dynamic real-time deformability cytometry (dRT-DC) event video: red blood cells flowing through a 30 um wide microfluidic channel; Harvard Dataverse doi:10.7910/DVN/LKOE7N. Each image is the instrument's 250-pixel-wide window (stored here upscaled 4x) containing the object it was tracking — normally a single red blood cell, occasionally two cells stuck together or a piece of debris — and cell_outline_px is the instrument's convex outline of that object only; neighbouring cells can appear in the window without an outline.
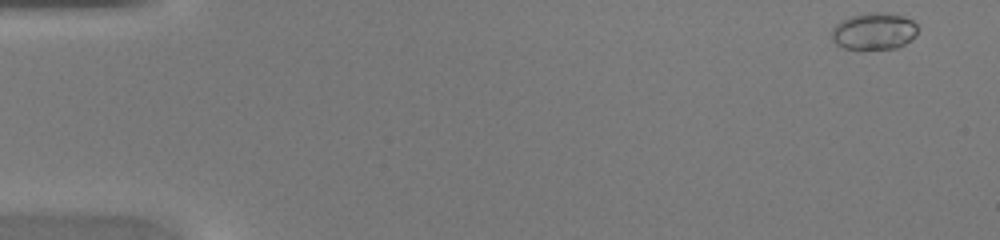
{"species": "common noctule bat (a hibernating species)", "species_latin": "Nyctalus noctula", "temperature_condition": "warm", "stored_images_in_passage": 44, "camera_frame_rate_fps": 3000, "um_per_image_px": 0.085, "animal": {"sex": "female", "body_mass_g": 20.0, "forearm_length_mm": 54.0}, "frame": {"image": 1, "passage_image": 1, "time_ms": 0.0, "image_size_px": [1000, 240], "cell_outline_px": [[920, 28], [916, 36], [912, 40], [896, 48], [844, 48], [836, 44], [832, 40], [832, 28], [840, 20], [852, 16], [872, 12], [888, 12], [904, 16], [912, 20]], "centroid_in_image_um": [74.33, 2.63], "position_along_channel_um": 10.7, "area_um2": 18.61}}
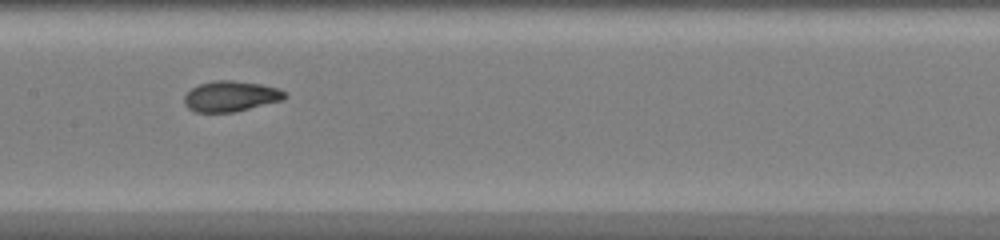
{"frame": {"image": 2, "passage_image": 22, "time_ms": 7.0, "image_size_px": [1000, 240], "cell_outline_px": [[288, 96], [284, 100], [236, 112], [196, 112], [188, 108], [184, 104], [184, 96], [192, 88], [200, 84], [216, 80], [232, 80], [260, 84], [280, 88]], "centroid_in_image_um": [19.64, 8.19], "position_along_channel_um": 187.8, "area_um2": 18.03}}
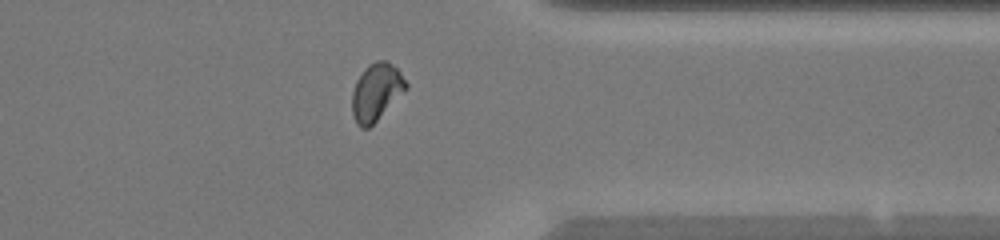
{"frame": {"image": 3, "passage_image": 35, "time_ms": 11.333, "image_size_px": [1000, 240], "cell_outline_px": [[408, 88], [368, 128], [360, 128], [356, 124], [352, 112], [352, 92], [356, 80], [364, 68], [368, 64], [376, 60], [388, 60], [400, 72], [408, 84]], "centroid_in_image_um": [31.97, 7.79], "position_along_channel_um": 379.4, "area_um2": 17.98}}